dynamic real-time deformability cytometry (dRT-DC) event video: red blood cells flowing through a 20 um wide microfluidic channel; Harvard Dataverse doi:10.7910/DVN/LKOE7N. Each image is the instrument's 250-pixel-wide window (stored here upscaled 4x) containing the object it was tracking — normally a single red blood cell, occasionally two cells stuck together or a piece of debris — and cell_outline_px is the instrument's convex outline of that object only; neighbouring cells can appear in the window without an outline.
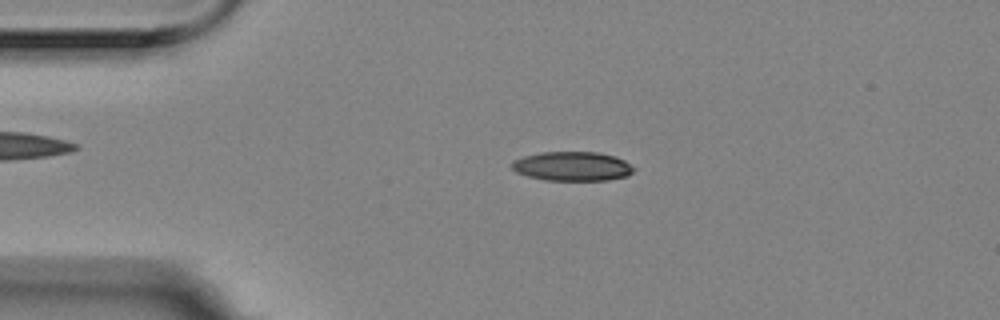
{"species": "Egyptian fruit bat (a non-hibernating species)", "species_latin": "Rousettus aegyptiacus", "temperature_condition": "room temperature", "stored_images_in_passage": 55, "camera_frame_rate_fps": 3000, "um_per_image_px": 0.085, "animal": {"sex": "female"}, "frame": {"image": 1, "passage_image": 11, "time_ms": 3.333, "image_size_px": [1000, 320], "cell_outline_px": [[636, 168], [628, 176], [608, 180], [544, 180], [528, 176], [516, 172], [512, 168], [512, 160], [524, 156], [540, 152], [596, 152], [616, 156], [624, 160]], "centroid_in_image_um": [48.66, 14.13], "position_along_channel_um": 36.3, "area_um2": 20.87}}
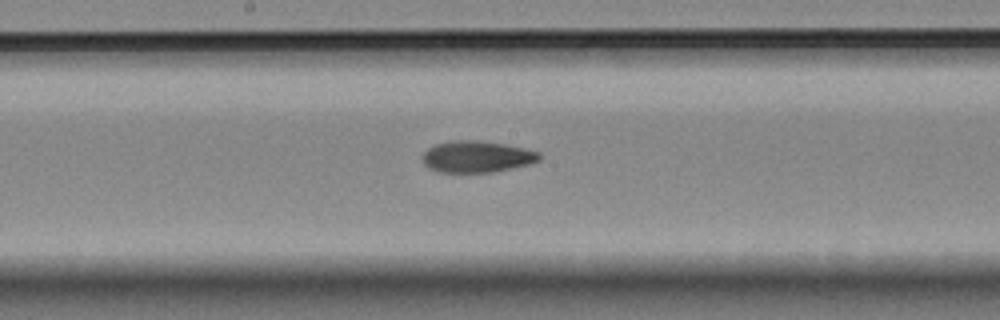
{"frame": {"image": 2, "passage_image": 28, "time_ms": 9.0, "image_size_px": [1000, 320], "cell_outline_px": [[540, 160], [532, 164], [492, 172], [436, 172], [428, 168], [424, 164], [424, 152], [428, 148], [436, 144], [452, 140], [476, 140], [504, 144], [524, 148], [540, 152]], "centroid_in_image_um": [40.55, 13.32], "position_along_channel_um": 207.7, "area_um2": 21.5}}
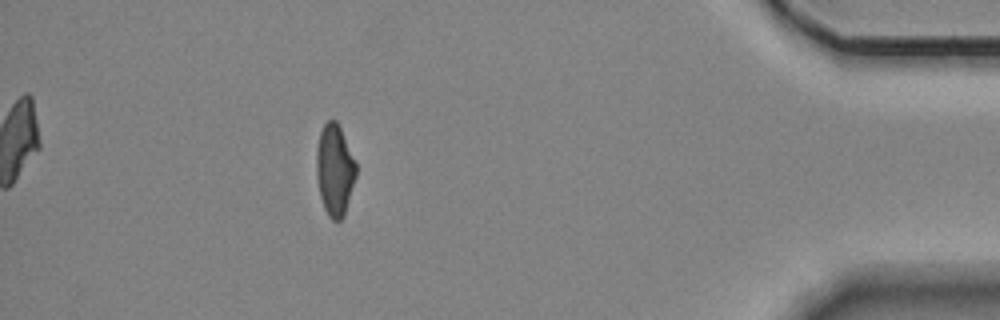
{"frame": {"image": 3, "passage_image": 49, "time_ms": 16.0, "image_size_px": [1000, 320], "cell_outline_px": [[356, 176], [344, 216], [340, 220], [332, 220], [328, 216], [324, 208], [320, 196], [316, 176], [316, 148], [320, 132], [324, 124], [328, 120], [336, 120], [356, 160]], "centroid_in_image_um": [28.44, 14.45], "position_along_channel_um": 406.8, "area_um2": 21.21}, "authors_computed_cell_mechanics": {"area_um2": 21.2704, "velocity_mm_per_s": 3.5607, "shape_relaxation_time_tau1_ms": 9.294, "shape_relaxation_time_tau2_ms": 4.0186, "deformation_change_tau1": 0.216, "deformation_change_tau2": 0.1095}}